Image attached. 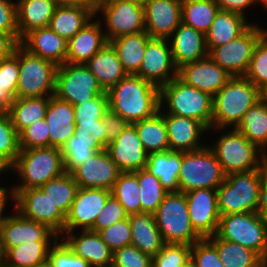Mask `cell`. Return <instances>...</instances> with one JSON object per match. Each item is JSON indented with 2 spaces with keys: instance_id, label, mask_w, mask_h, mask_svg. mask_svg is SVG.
<instances>
[{
  "instance_id": "71",
  "label": "cell",
  "mask_w": 267,
  "mask_h": 267,
  "mask_svg": "<svg viewBox=\"0 0 267 267\" xmlns=\"http://www.w3.org/2000/svg\"><path fill=\"white\" fill-rule=\"evenodd\" d=\"M256 3H262L261 5H263V7L267 8V0H255Z\"/></svg>"
},
{
  "instance_id": "24",
  "label": "cell",
  "mask_w": 267,
  "mask_h": 267,
  "mask_svg": "<svg viewBox=\"0 0 267 267\" xmlns=\"http://www.w3.org/2000/svg\"><path fill=\"white\" fill-rule=\"evenodd\" d=\"M167 128L169 150L171 151H195L205 147L200 137L208 129L200 122L192 118L163 114Z\"/></svg>"
},
{
  "instance_id": "8",
  "label": "cell",
  "mask_w": 267,
  "mask_h": 267,
  "mask_svg": "<svg viewBox=\"0 0 267 267\" xmlns=\"http://www.w3.org/2000/svg\"><path fill=\"white\" fill-rule=\"evenodd\" d=\"M225 176L208 145L195 151L182 152L179 192L187 193L200 188L217 189L224 182Z\"/></svg>"
},
{
  "instance_id": "15",
  "label": "cell",
  "mask_w": 267,
  "mask_h": 267,
  "mask_svg": "<svg viewBox=\"0 0 267 267\" xmlns=\"http://www.w3.org/2000/svg\"><path fill=\"white\" fill-rule=\"evenodd\" d=\"M136 75L159 88L178 76L169 39L150 38L147 41L144 58Z\"/></svg>"
},
{
  "instance_id": "36",
  "label": "cell",
  "mask_w": 267,
  "mask_h": 267,
  "mask_svg": "<svg viewBox=\"0 0 267 267\" xmlns=\"http://www.w3.org/2000/svg\"><path fill=\"white\" fill-rule=\"evenodd\" d=\"M50 96L19 98L5 111L10 118L16 132L22 130L35 122L44 119L48 108Z\"/></svg>"
},
{
  "instance_id": "40",
  "label": "cell",
  "mask_w": 267,
  "mask_h": 267,
  "mask_svg": "<svg viewBox=\"0 0 267 267\" xmlns=\"http://www.w3.org/2000/svg\"><path fill=\"white\" fill-rule=\"evenodd\" d=\"M51 243V244H50ZM53 242H23L2 256L3 267H33L45 263Z\"/></svg>"
},
{
  "instance_id": "59",
  "label": "cell",
  "mask_w": 267,
  "mask_h": 267,
  "mask_svg": "<svg viewBox=\"0 0 267 267\" xmlns=\"http://www.w3.org/2000/svg\"><path fill=\"white\" fill-rule=\"evenodd\" d=\"M106 128V147L115 140L129 125V123L120 115L108 110L102 118Z\"/></svg>"
},
{
  "instance_id": "1",
  "label": "cell",
  "mask_w": 267,
  "mask_h": 267,
  "mask_svg": "<svg viewBox=\"0 0 267 267\" xmlns=\"http://www.w3.org/2000/svg\"><path fill=\"white\" fill-rule=\"evenodd\" d=\"M107 94L109 110L129 124L152 117L160 108V88L138 75L127 74Z\"/></svg>"
},
{
  "instance_id": "31",
  "label": "cell",
  "mask_w": 267,
  "mask_h": 267,
  "mask_svg": "<svg viewBox=\"0 0 267 267\" xmlns=\"http://www.w3.org/2000/svg\"><path fill=\"white\" fill-rule=\"evenodd\" d=\"M131 226V245L150 256L156 255L165 244L154 214L137 213L128 216Z\"/></svg>"
},
{
  "instance_id": "66",
  "label": "cell",
  "mask_w": 267,
  "mask_h": 267,
  "mask_svg": "<svg viewBox=\"0 0 267 267\" xmlns=\"http://www.w3.org/2000/svg\"><path fill=\"white\" fill-rule=\"evenodd\" d=\"M260 101L267 107V86L260 89Z\"/></svg>"
},
{
  "instance_id": "30",
  "label": "cell",
  "mask_w": 267,
  "mask_h": 267,
  "mask_svg": "<svg viewBox=\"0 0 267 267\" xmlns=\"http://www.w3.org/2000/svg\"><path fill=\"white\" fill-rule=\"evenodd\" d=\"M85 65L96 77L104 91H108L127 75L115 49L109 42L94 54Z\"/></svg>"
},
{
  "instance_id": "29",
  "label": "cell",
  "mask_w": 267,
  "mask_h": 267,
  "mask_svg": "<svg viewBox=\"0 0 267 267\" xmlns=\"http://www.w3.org/2000/svg\"><path fill=\"white\" fill-rule=\"evenodd\" d=\"M58 5L56 0H17L19 43L21 38L31 30L49 26Z\"/></svg>"
},
{
  "instance_id": "7",
  "label": "cell",
  "mask_w": 267,
  "mask_h": 267,
  "mask_svg": "<svg viewBox=\"0 0 267 267\" xmlns=\"http://www.w3.org/2000/svg\"><path fill=\"white\" fill-rule=\"evenodd\" d=\"M164 243L192 246L202 238L194 231L184 192H169L154 213Z\"/></svg>"
},
{
  "instance_id": "33",
  "label": "cell",
  "mask_w": 267,
  "mask_h": 267,
  "mask_svg": "<svg viewBox=\"0 0 267 267\" xmlns=\"http://www.w3.org/2000/svg\"><path fill=\"white\" fill-rule=\"evenodd\" d=\"M250 25L241 14L219 10L205 34L208 52L241 35Z\"/></svg>"
},
{
  "instance_id": "27",
  "label": "cell",
  "mask_w": 267,
  "mask_h": 267,
  "mask_svg": "<svg viewBox=\"0 0 267 267\" xmlns=\"http://www.w3.org/2000/svg\"><path fill=\"white\" fill-rule=\"evenodd\" d=\"M95 18L96 20H93ZM101 23L103 24L95 15L73 38L68 40L67 63L85 64L108 43L105 30L101 29Z\"/></svg>"
},
{
  "instance_id": "47",
  "label": "cell",
  "mask_w": 267,
  "mask_h": 267,
  "mask_svg": "<svg viewBox=\"0 0 267 267\" xmlns=\"http://www.w3.org/2000/svg\"><path fill=\"white\" fill-rule=\"evenodd\" d=\"M191 262V246L187 244L165 243L152 256V267H187Z\"/></svg>"
},
{
  "instance_id": "65",
  "label": "cell",
  "mask_w": 267,
  "mask_h": 267,
  "mask_svg": "<svg viewBox=\"0 0 267 267\" xmlns=\"http://www.w3.org/2000/svg\"><path fill=\"white\" fill-rule=\"evenodd\" d=\"M104 1L105 0H76V5L87 7L96 14Z\"/></svg>"
},
{
  "instance_id": "69",
  "label": "cell",
  "mask_w": 267,
  "mask_h": 267,
  "mask_svg": "<svg viewBox=\"0 0 267 267\" xmlns=\"http://www.w3.org/2000/svg\"><path fill=\"white\" fill-rule=\"evenodd\" d=\"M262 267H267V246L262 256Z\"/></svg>"
},
{
  "instance_id": "4",
  "label": "cell",
  "mask_w": 267,
  "mask_h": 267,
  "mask_svg": "<svg viewBox=\"0 0 267 267\" xmlns=\"http://www.w3.org/2000/svg\"><path fill=\"white\" fill-rule=\"evenodd\" d=\"M163 105L168 110H163V114L192 118L208 130L212 129L213 96L185 84L178 77L160 87V108L163 109Z\"/></svg>"
},
{
  "instance_id": "52",
  "label": "cell",
  "mask_w": 267,
  "mask_h": 267,
  "mask_svg": "<svg viewBox=\"0 0 267 267\" xmlns=\"http://www.w3.org/2000/svg\"><path fill=\"white\" fill-rule=\"evenodd\" d=\"M192 267H224L216 247L207 239H201L191 246Z\"/></svg>"
},
{
  "instance_id": "70",
  "label": "cell",
  "mask_w": 267,
  "mask_h": 267,
  "mask_svg": "<svg viewBox=\"0 0 267 267\" xmlns=\"http://www.w3.org/2000/svg\"><path fill=\"white\" fill-rule=\"evenodd\" d=\"M33 267H51V265L48 263V261H46L45 263L33 266Z\"/></svg>"
},
{
  "instance_id": "44",
  "label": "cell",
  "mask_w": 267,
  "mask_h": 267,
  "mask_svg": "<svg viewBox=\"0 0 267 267\" xmlns=\"http://www.w3.org/2000/svg\"><path fill=\"white\" fill-rule=\"evenodd\" d=\"M137 176L141 201V212L154 214L168 193L157 177L146 168L133 172Z\"/></svg>"
},
{
  "instance_id": "5",
  "label": "cell",
  "mask_w": 267,
  "mask_h": 267,
  "mask_svg": "<svg viewBox=\"0 0 267 267\" xmlns=\"http://www.w3.org/2000/svg\"><path fill=\"white\" fill-rule=\"evenodd\" d=\"M10 172L19 175L20 184L12 190L39 188L65 173L61 151L54 147L20 149Z\"/></svg>"
},
{
  "instance_id": "63",
  "label": "cell",
  "mask_w": 267,
  "mask_h": 267,
  "mask_svg": "<svg viewBox=\"0 0 267 267\" xmlns=\"http://www.w3.org/2000/svg\"><path fill=\"white\" fill-rule=\"evenodd\" d=\"M15 99L16 97L10 91L0 85V112H5Z\"/></svg>"
},
{
  "instance_id": "32",
  "label": "cell",
  "mask_w": 267,
  "mask_h": 267,
  "mask_svg": "<svg viewBox=\"0 0 267 267\" xmlns=\"http://www.w3.org/2000/svg\"><path fill=\"white\" fill-rule=\"evenodd\" d=\"M182 164L181 151H163L148 154L146 169L161 183V186L169 192L179 191V172Z\"/></svg>"
},
{
  "instance_id": "45",
  "label": "cell",
  "mask_w": 267,
  "mask_h": 267,
  "mask_svg": "<svg viewBox=\"0 0 267 267\" xmlns=\"http://www.w3.org/2000/svg\"><path fill=\"white\" fill-rule=\"evenodd\" d=\"M104 148L98 142L74 141L71 136L60 149L65 172L72 173L95 153Z\"/></svg>"
},
{
  "instance_id": "49",
  "label": "cell",
  "mask_w": 267,
  "mask_h": 267,
  "mask_svg": "<svg viewBox=\"0 0 267 267\" xmlns=\"http://www.w3.org/2000/svg\"><path fill=\"white\" fill-rule=\"evenodd\" d=\"M50 129L45 118L22 130L19 136L20 149L49 147Z\"/></svg>"
},
{
  "instance_id": "61",
  "label": "cell",
  "mask_w": 267,
  "mask_h": 267,
  "mask_svg": "<svg viewBox=\"0 0 267 267\" xmlns=\"http://www.w3.org/2000/svg\"><path fill=\"white\" fill-rule=\"evenodd\" d=\"M18 44L10 34L0 31V60L9 57Z\"/></svg>"
},
{
  "instance_id": "67",
  "label": "cell",
  "mask_w": 267,
  "mask_h": 267,
  "mask_svg": "<svg viewBox=\"0 0 267 267\" xmlns=\"http://www.w3.org/2000/svg\"><path fill=\"white\" fill-rule=\"evenodd\" d=\"M10 171V168L0 159V175Z\"/></svg>"
},
{
  "instance_id": "9",
  "label": "cell",
  "mask_w": 267,
  "mask_h": 267,
  "mask_svg": "<svg viewBox=\"0 0 267 267\" xmlns=\"http://www.w3.org/2000/svg\"><path fill=\"white\" fill-rule=\"evenodd\" d=\"M58 66L38 57L19 44V76L16 97L53 96Z\"/></svg>"
},
{
  "instance_id": "41",
  "label": "cell",
  "mask_w": 267,
  "mask_h": 267,
  "mask_svg": "<svg viewBox=\"0 0 267 267\" xmlns=\"http://www.w3.org/2000/svg\"><path fill=\"white\" fill-rule=\"evenodd\" d=\"M219 10L215 0L182 1V23L206 34Z\"/></svg>"
},
{
  "instance_id": "58",
  "label": "cell",
  "mask_w": 267,
  "mask_h": 267,
  "mask_svg": "<svg viewBox=\"0 0 267 267\" xmlns=\"http://www.w3.org/2000/svg\"><path fill=\"white\" fill-rule=\"evenodd\" d=\"M0 31L10 34L19 43L16 1L0 0Z\"/></svg>"
},
{
  "instance_id": "51",
  "label": "cell",
  "mask_w": 267,
  "mask_h": 267,
  "mask_svg": "<svg viewBox=\"0 0 267 267\" xmlns=\"http://www.w3.org/2000/svg\"><path fill=\"white\" fill-rule=\"evenodd\" d=\"M60 237L53 243L48 253L51 267H91L88 261L75 255Z\"/></svg>"
},
{
  "instance_id": "3",
  "label": "cell",
  "mask_w": 267,
  "mask_h": 267,
  "mask_svg": "<svg viewBox=\"0 0 267 267\" xmlns=\"http://www.w3.org/2000/svg\"><path fill=\"white\" fill-rule=\"evenodd\" d=\"M260 100V90L244 76H233L214 96L212 130L236 128L244 114Z\"/></svg>"
},
{
  "instance_id": "72",
  "label": "cell",
  "mask_w": 267,
  "mask_h": 267,
  "mask_svg": "<svg viewBox=\"0 0 267 267\" xmlns=\"http://www.w3.org/2000/svg\"><path fill=\"white\" fill-rule=\"evenodd\" d=\"M135 1H139V2H141V3H144V2L147 1V0H135Z\"/></svg>"
},
{
  "instance_id": "18",
  "label": "cell",
  "mask_w": 267,
  "mask_h": 267,
  "mask_svg": "<svg viewBox=\"0 0 267 267\" xmlns=\"http://www.w3.org/2000/svg\"><path fill=\"white\" fill-rule=\"evenodd\" d=\"M8 216L0 230V252L3 256L10 248L23 242H52L59 236L46 225L23 217L20 213ZM51 239V240H50Z\"/></svg>"
},
{
  "instance_id": "25",
  "label": "cell",
  "mask_w": 267,
  "mask_h": 267,
  "mask_svg": "<svg viewBox=\"0 0 267 267\" xmlns=\"http://www.w3.org/2000/svg\"><path fill=\"white\" fill-rule=\"evenodd\" d=\"M19 44L28 52L57 66L66 62L68 41L49 26L31 30L21 38Z\"/></svg>"
},
{
  "instance_id": "35",
  "label": "cell",
  "mask_w": 267,
  "mask_h": 267,
  "mask_svg": "<svg viewBox=\"0 0 267 267\" xmlns=\"http://www.w3.org/2000/svg\"><path fill=\"white\" fill-rule=\"evenodd\" d=\"M150 38L148 33L143 31L122 35L109 41L127 74L136 75L139 72L147 41Z\"/></svg>"
},
{
  "instance_id": "20",
  "label": "cell",
  "mask_w": 267,
  "mask_h": 267,
  "mask_svg": "<svg viewBox=\"0 0 267 267\" xmlns=\"http://www.w3.org/2000/svg\"><path fill=\"white\" fill-rule=\"evenodd\" d=\"M181 4V0H147L143 3L145 31L151 38H170L182 22Z\"/></svg>"
},
{
  "instance_id": "53",
  "label": "cell",
  "mask_w": 267,
  "mask_h": 267,
  "mask_svg": "<svg viewBox=\"0 0 267 267\" xmlns=\"http://www.w3.org/2000/svg\"><path fill=\"white\" fill-rule=\"evenodd\" d=\"M98 234L113 252L116 249L131 245L132 235L129 218L100 230Z\"/></svg>"
},
{
  "instance_id": "22",
  "label": "cell",
  "mask_w": 267,
  "mask_h": 267,
  "mask_svg": "<svg viewBox=\"0 0 267 267\" xmlns=\"http://www.w3.org/2000/svg\"><path fill=\"white\" fill-rule=\"evenodd\" d=\"M182 82L214 96L232 76L217 65L210 56L178 68Z\"/></svg>"
},
{
  "instance_id": "64",
  "label": "cell",
  "mask_w": 267,
  "mask_h": 267,
  "mask_svg": "<svg viewBox=\"0 0 267 267\" xmlns=\"http://www.w3.org/2000/svg\"><path fill=\"white\" fill-rule=\"evenodd\" d=\"M257 213L265 222H267V176L261 190L260 205Z\"/></svg>"
},
{
  "instance_id": "37",
  "label": "cell",
  "mask_w": 267,
  "mask_h": 267,
  "mask_svg": "<svg viewBox=\"0 0 267 267\" xmlns=\"http://www.w3.org/2000/svg\"><path fill=\"white\" fill-rule=\"evenodd\" d=\"M133 125L148 154L169 150L167 128L164 122L162 108H159V111L152 117L143 119Z\"/></svg>"
},
{
  "instance_id": "10",
  "label": "cell",
  "mask_w": 267,
  "mask_h": 267,
  "mask_svg": "<svg viewBox=\"0 0 267 267\" xmlns=\"http://www.w3.org/2000/svg\"><path fill=\"white\" fill-rule=\"evenodd\" d=\"M217 237L250 248L263 256L267 246V222L257 212L220 216Z\"/></svg>"
},
{
  "instance_id": "21",
  "label": "cell",
  "mask_w": 267,
  "mask_h": 267,
  "mask_svg": "<svg viewBox=\"0 0 267 267\" xmlns=\"http://www.w3.org/2000/svg\"><path fill=\"white\" fill-rule=\"evenodd\" d=\"M121 172L106 149L98 151L71 174L78 187L102 188L111 191Z\"/></svg>"
},
{
  "instance_id": "16",
  "label": "cell",
  "mask_w": 267,
  "mask_h": 267,
  "mask_svg": "<svg viewBox=\"0 0 267 267\" xmlns=\"http://www.w3.org/2000/svg\"><path fill=\"white\" fill-rule=\"evenodd\" d=\"M110 195L106 189L79 187L66 215L64 231L90 230Z\"/></svg>"
},
{
  "instance_id": "12",
  "label": "cell",
  "mask_w": 267,
  "mask_h": 267,
  "mask_svg": "<svg viewBox=\"0 0 267 267\" xmlns=\"http://www.w3.org/2000/svg\"><path fill=\"white\" fill-rule=\"evenodd\" d=\"M266 33L267 29L252 23L241 35L224 45L214 47L209 56L232 77L244 76L256 44Z\"/></svg>"
},
{
  "instance_id": "17",
  "label": "cell",
  "mask_w": 267,
  "mask_h": 267,
  "mask_svg": "<svg viewBox=\"0 0 267 267\" xmlns=\"http://www.w3.org/2000/svg\"><path fill=\"white\" fill-rule=\"evenodd\" d=\"M185 195L194 231L202 239L214 236L220 219L216 189L200 188Z\"/></svg>"
},
{
  "instance_id": "38",
  "label": "cell",
  "mask_w": 267,
  "mask_h": 267,
  "mask_svg": "<svg viewBox=\"0 0 267 267\" xmlns=\"http://www.w3.org/2000/svg\"><path fill=\"white\" fill-rule=\"evenodd\" d=\"M236 129L267 155V107L260 100L244 114Z\"/></svg>"
},
{
  "instance_id": "42",
  "label": "cell",
  "mask_w": 267,
  "mask_h": 267,
  "mask_svg": "<svg viewBox=\"0 0 267 267\" xmlns=\"http://www.w3.org/2000/svg\"><path fill=\"white\" fill-rule=\"evenodd\" d=\"M58 209L66 216L78 190V184L74 181L71 173L51 179L39 187Z\"/></svg>"
},
{
  "instance_id": "19",
  "label": "cell",
  "mask_w": 267,
  "mask_h": 267,
  "mask_svg": "<svg viewBox=\"0 0 267 267\" xmlns=\"http://www.w3.org/2000/svg\"><path fill=\"white\" fill-rule=\"evenodd\" d=\"M106 151L120 172H135L146 167L148 153L133 124H129L115 140L111 141Z\"/></svg>"
},
{
  "instance_id": "57",
  "label": "cell",
  "mask_w": 267,
  "mask_h": 267,
  "mask_svg": "<svg viewBox=\"0 0 267 267\" xmlns=\"http://www.w3.org/2000/svg\"><path fill=\"white\" fill-rule=\"evenodd\" d=\"M74 141L98 142L106 149V128L103 120L75 123Z\"/></svg>"
},
{
  "instance_id": "46",
  "label": "cell",
  "mask_w": 267,
  "mask_h": 267,
  "mask_svg": "<svg viewBox=\"0 0 267 267\" xmlns=\"http://www.w3.org/2000/svg\"><path fill=\"white\" fill-rule=\"evenodd\" d=\"M19 153L18 133L6 113L0 112V159L11 169Z\"/></svg>"
},
{
  "instance_id": "62",
  "label": "cell",
  "mask_w": 267,
  "mask_h": 267,
  "mask_svg": "<svg viewBox=\"0 0 267 267\" xmlns=\"http://www.w3.org/2000/svg\"><path fill=\"white\" fill-rule=\"evenodd\" d=\"M10 190V191H8ZM9 192V193H8ZM10 194V195H9ZM8 198L12 200V202H14V193H13V190L12 188L11 189H8L7 187H1L0 186V230H1V227L4 225L7 217L4 214V208L6 207V203H7V200Z\"/></svg>"
},
{
  "instance_id": "54",
  "label": "cell",
  "mask_w": 267,
  "mask_h": 267,
  "mask_svg": "<svg viewBox=\"0 0 267 267\" xmlns=\"http://www.w3.org/2000/svg\"><path fill=\"white\" fill-rule=\"evenodd\" d=\"M113 267H152V256L141 252L133 245L113 252Z\"/></svg>"
},
{
  "instance_id": "43",
  "label": "cell",
  "mask_w": 267,
  "mask_h": 267,
  "mask_svg": "<svg viewBox=\"0 0 267 267\" xmlns=\"http://www.w3.org/2000/svg\"><path fill=\"white\" fill-rule=\"evenodd\" d=\"M111 194L129 215L141 213V201L137 176L133 172H121L112 187Z\"/></svg>"
},
{
  "instance_id": "34",
  "label": "cell",
  "mask_w": 267,
  "mask_h": 267,
  "mask_svg": "<svg viewBox=\"0 0 267 267\" xmlns=\"http://www.w3.org/2000/svg\"><path fill=\"white\" fill-rule=\"evenodd\" d=\"M95 13L80 5L59 4L50 19L49 27L67 41L89 22Z\"/></svg>"
},
{
  "instance_id": "50",
  "label": "cell",
  "mask_w": 267,
  "mask_h": 267,
  "mask_svg": "<svg viewBox=\"0 0 267 267\" xmlns=\"http://www.w3.org/2000/svg\"><path fill=\"white\" fill-rule=\"evenodd\" d=\"M73 106L75 123L101 120L109 110L107 91L88 102Z\"/></svg>"
},
{
  "instance_id": "2",
  "label": "cell",
  "mask_w": 267,
  "mask_h": 267,
  "mask_svg": "<svg viewBox=\"0 0 267 267\" xmlns=\"http://www.w3.org/2000/svg\"><path fill=\"white\" fill-rule=\"evenodd\" d=\"M266 176L267 169H255L226 175L224 182L216 189L220 216L257 212Z\"/></svg>"
},
{
  "instance_id": "13",
  "label": "cell",
  "mask_w": 267,
  "mask_h": 267,
  "mask_svg": "<svg viewBox=\"0 0 267 267\" xmlns=\"http://www.w3.org/2000/svg\"><path fill=\"white\" fill-rule=\"evenodd\" d=\"M102 13L106 23L108 42L122 35L145 31L143 3L135 0H105L96 12Z\"/></svg>"
},
{
  "instance_id": "26",
  "label": "cell",
  "mask_w": 267,
  "mask_h": 267,
  "mask_svg": "<svg viewBox=\"0 0 267 267\" xmlns=\"http://www.w3.org/2000/svg\"><path fill=\"white\" fill-rule=\"evenodd\" d=\"M170 37L169 44L177 68L209 56L205 34L191 26L181 22Z\"/></svg>"
},
{
  "instance_id": "68",
  "label": "cell",
  "mask_w": 267,
  "mask_h": 267,
  "mask_svg": "<svg viewBox=\"0 0 267 267\" xmlns=\"http://www.w3.org/2000/svg\"><path fill=\"white\" fill-rule=\"evenodd\" d=\"M58 4L76 5V0H56Z\"/></svg>"
},
{
  "instance_id": "48",
  "label": "cell",
  "mask_w": 267,
  "mask_h": 267,
  "mask_svg": "<svg viewBox=\"0 0 267 267\" xmlns=\"http://www.w3.org/2000/svg\"><path fill=\"white\" fill-rule=\"evenodd\" d=\"M244 77L259 90L267 86V33L256 44Z\"/></svg>"
},
{
  "instance_id": "28",
  "label": "cell",
  "mask_w": 267,
  "mask_h": 267,
  "mask_svg": "<svg viewBox=\"0 0 267 267\" xmlns=\"http://www.w3.org/2000/svg\"><path fill=\"white\" fill-rule=\"evenodd\" d=\"M45 120L50 129L49 147L61 149L75 133L74 106L55 95L50 96Z\"/></svg>"
},
{
  "instance_id": "55",
  "label": "cell",
  "mask_w": 267,
  "mask_h": 267,
  "mask_svg": "<svg viewBox=\"0 0 267 267\" xmlns=\"http://www.w3.org/2000/svg\"><path fill=\"white\" fill-rule=\"evenodd\" d=\"M127 217L128 215L125 213L123 206L111 194L102 211L98 214L94 226L90 230L98 233L100 230L108 228Z\"/></svg>"
},
{
  "instance_id": "60",
  "label": "cell",
  "mask_w": 267,
  "mask_h": 267,
  "mask_svg": "<svg viewBox=\"0 0 267 267\" xmlns=\"http://www.w3.org/2000/svg\"><path fill=\"white\" fill-rule=\"evenodd\" d=\"M215 3L220 10L238 13L244 17L246 8L256 4L255 0H215Z\"/></svg>"
},
{
  "instance_id": "23",
  "label": "cell",
  "mask_w": 267,
  "mask_h": 267,
  "mask_svg": "<svg viewBox=\"0 0 267 267\" xmlns=\"http://www.w3.org/2000/svg\"><path fill=\"white\" fill-rule=\"evenodd\" d=\"M80 233L79 236L74 231H64L60 239L75 255L88 261L91 267L111 266L113 264V251L101 239L100 235L91 230H82Z\"/></svg>"
},
{
  "instance_id": "73",
  "label": "cell",
  "mask_w": 267,
  "mask_h": 267,
  "mask_svg": "<svg viewBox=\"0 0 267 267\" xmlns=\"http://www.w3.org/2000/svg\"><path fill=\"white\" fill-rule=\"evenodd\" d=\"M2 263V255H1V252H0V264Z\"/></svg>"
},
{
  "instance_id": "11",
  "label": "cell",
  "mask_w": 267,
  "mask_h": 267,
  "mask_svg": "<svg viewBox=\"0 0 267 267\" xmlns=\"http://www.w3.org/2000/svg\"><path fill=\"white\" fill-rule=\"evenodd\" d=\"M104 92L85 64L65 62L58 66L54 95L60 100L78 105Z\"/></svg>"
},
{
  "instance_id": "39",
  "label": "cell",
  "mask_w": 267,
  "mask_h": 267,
  "mask_svg": "<svg viewBox=\"0 0 267 267\" xmlns=\"http://www.w3.org/2000/svg\"><path fill=\"white\" fill-rule=\"evenodd\" d=\"M207 239L216 247L224 267H262V257L254 250L216 235Z\"/></svg>"
},
{
  "instance_id": "56",
  "label": "cell",
  "mask_w": 267,
  "mask_h": 267,
  "mask_svg": "<svg viewBox=\"0 0 267 267\" xmlns=\"http://www.w3.org/2000/svg\"><path fill=\"white\" fill-rule=\"evenodd\" d=\"M19 76V44L7 58L0 60V85L16 97Z\"/></svg>"
},
{
  "instance_id": "6",
  "label": "cell",
  "mask_w": 267,
  "mask_h": 267,
  "mask_svg": "<svg viewBox=\"0 0 267 267\" xmlns=\"http://www.w3.org/2000/svg\"><path fill=\"white\" fill-rule=\"evenodd\" d=\"M228 132L219 136L215 146H208L225 175L267 169V155L263 151L248 141L236 128L231 127Z\"/></svg>"
},
{
  "instance_id": "14",
  "label": "cell",
  "mask_w": 267,
  "mask_h": 267,
  "mask_svg": "<svg viewBox=\"0 0 267 267\" xmlns=\"http://www.w3.org/2000/svg\"><path fill=\"white\" fill-rule=\"evenodd\" d=\"M14 207L23 217L46 225L59 237L64 232L66 216L40 188L13 190Z\"/></svg>"
}]
</instances>
